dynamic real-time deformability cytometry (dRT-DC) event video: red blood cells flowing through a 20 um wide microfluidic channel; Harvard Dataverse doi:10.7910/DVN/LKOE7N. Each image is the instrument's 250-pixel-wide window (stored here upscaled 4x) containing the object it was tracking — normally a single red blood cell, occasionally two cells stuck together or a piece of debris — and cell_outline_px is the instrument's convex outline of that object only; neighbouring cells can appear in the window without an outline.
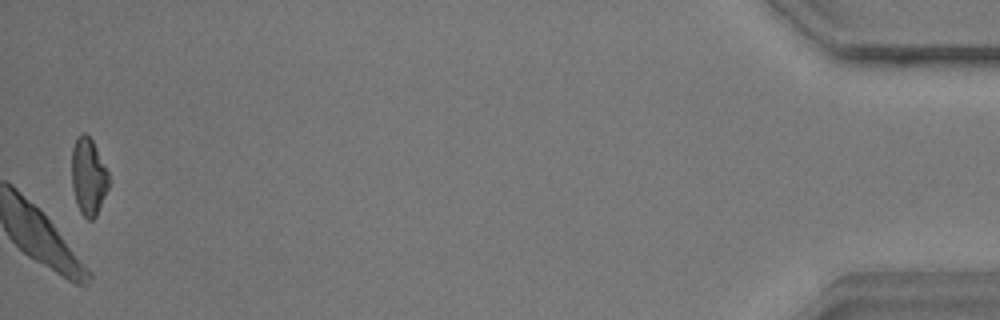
{"species": "common noctule bat (a hibernating species)", "species_latin": "Nyctalus noctula", "temperature_condition": "warm", "stored_images_in_passage": 39, "camera_frame_rate_fps": 3000, "um_per_image_px": 0.085, "animal": {"sex": "male", "body_mass_g": 17.9}, "frame": {"image": 1, "passage_image": 39, "time_ms": 12.667, "image_size_px": [1000, 320], "cell_outline_px": [[108, 188], [96, 216], [92, 220], [88, 220], [80, 212], [72, 188], [72, 148], [76, 136], [80, 132], [84, 132], [92, 140], [108, 172]], "centroid_in_image_um": [7.5, 14.99], "position_along_channel_um": 427.7, "area_um2": 16.53}}